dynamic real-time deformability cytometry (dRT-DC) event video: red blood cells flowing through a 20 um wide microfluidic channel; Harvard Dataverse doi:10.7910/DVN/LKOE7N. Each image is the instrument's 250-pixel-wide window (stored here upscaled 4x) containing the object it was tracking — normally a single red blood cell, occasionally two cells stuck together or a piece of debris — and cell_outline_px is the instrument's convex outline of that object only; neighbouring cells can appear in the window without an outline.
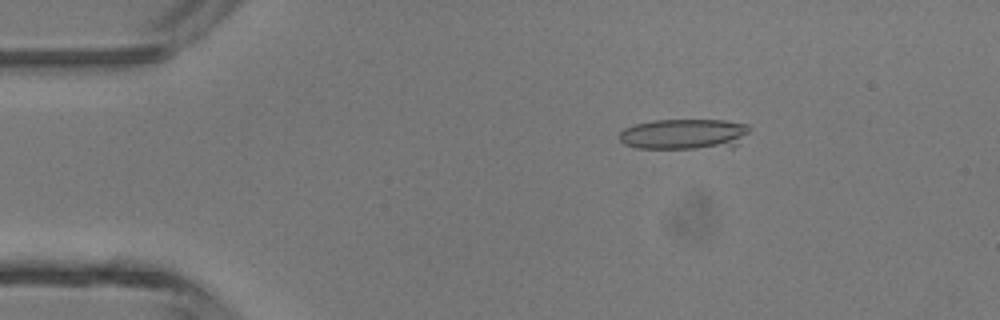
{"species": "common noctule bat (a hibernating species)", "species_latin": "Nyctalus noctula", "temperature_condition": "room temperature", "stored_images_in_passage": 4, "camera_frame_rate_fps": 3000, "um_per_image_px": 0.085, "animal": {"sex": "male", "body_mass_g": 13.3}, "frame": {"image": 1, "passage_image": 3, "time_ms": 2.333, "image_size_px": [1000, 320], "cell_outline_px": [[748, 132], [740, 144], [732, 148], [636, 148], [624, 144], [620, 140], [620, 132], [624, 128], [636, 124], [652, 120], [724, 120], [748, 124]], "centroid_in_image_um": [58.2, 11.41], "position_along_channel_um": 26.8, "area_um2": 23.47}}